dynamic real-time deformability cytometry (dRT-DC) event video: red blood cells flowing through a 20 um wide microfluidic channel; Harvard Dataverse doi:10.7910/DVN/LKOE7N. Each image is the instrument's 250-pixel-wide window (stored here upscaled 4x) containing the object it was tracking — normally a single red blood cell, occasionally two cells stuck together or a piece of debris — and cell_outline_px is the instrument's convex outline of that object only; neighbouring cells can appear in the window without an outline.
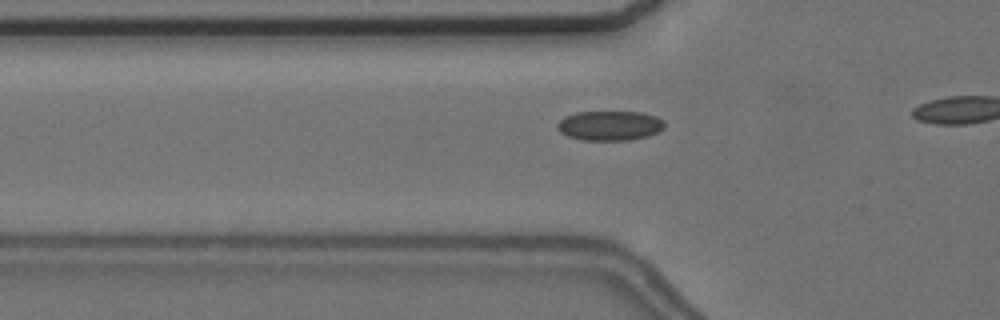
{"species": "common noctule bat (a hibernating species)", "species_latin": "Nyctalus noctula", "temperature_condition": "cold", "stored_images_in_passage": 21, "camera_frame_rate_fps": 3000, "um_per_image_px": 0.085, "animal": {"sex": "female", "body_mass_g": 24.6, "forearm_length_mm": 56.2}, "frame": {"image": 1, "passage_image": 15, "time_ms": 4.667, "image_size_px": [1000, 320], "cell_outline_px": [[664, 128], [648, 136], [628, 140], [584, 140], [568, 136], [560, 132], [556, 128], [556, 124], [564, 116], [576, 112], [640, 112], [656, 116], [664, 120]], "centroid_in_image_um": [51.81, 10.67], "position_along_channel_um": 74.0, "area_um2": 18.55}}